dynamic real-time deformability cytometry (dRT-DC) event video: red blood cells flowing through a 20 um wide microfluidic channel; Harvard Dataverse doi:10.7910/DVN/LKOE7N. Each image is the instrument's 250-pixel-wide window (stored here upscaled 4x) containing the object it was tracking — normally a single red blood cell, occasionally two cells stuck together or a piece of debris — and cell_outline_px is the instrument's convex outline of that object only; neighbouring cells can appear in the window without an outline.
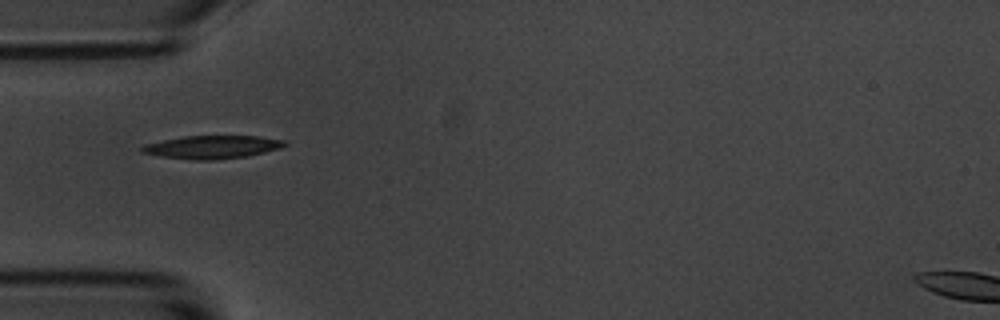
{"species": "common noctule bat (a hibernating species)", "species_latin": "Nyctalus noctula", "temperature_condition": "room temperature", "stored_images_in_passage": 2, "camera_frame_rate_fps": 3000, "um_per_image_px": 0.085, "animal": {"sex": "male", "body_mass_g": 20.1, "forearm_length_mm": 53.5}, "frame": {"image": 1, "passage_image": 1, "time_ms": 0.0, "image_size_px": [1000, 320], "cell_outline_px": [[288, 144], [280, 148], [248, 156], [212, 160], [196, 160], [160, 156], [140, 152], [140, 148], [144, 144], [184, 136], [256, 136], [284, 140]], "centroid_in_image_um": [18.02, 12.5], "position_along_channel_um": 67.0, "area_um2": 19.07}}